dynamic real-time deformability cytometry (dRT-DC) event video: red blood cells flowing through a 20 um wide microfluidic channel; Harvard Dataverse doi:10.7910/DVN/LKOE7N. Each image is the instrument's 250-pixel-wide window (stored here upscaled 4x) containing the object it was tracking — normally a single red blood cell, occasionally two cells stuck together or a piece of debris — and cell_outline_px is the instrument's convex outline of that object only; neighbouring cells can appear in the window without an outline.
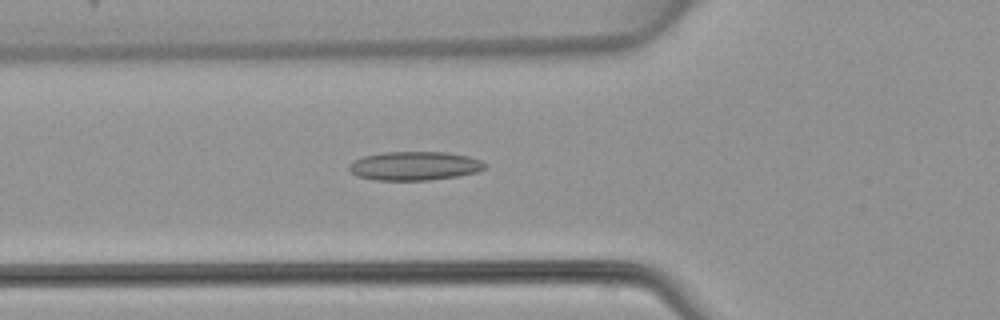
{"species": "common noctule bat (a hibernating species)", "species_latin": "Nyctalus noctula", "temperature_condition": "warm", "stored_images_in_passage": 48, "camera_frame_rate_fps": 3000, "um_per_image_px": 0.085, "animal": {"sex": "female", "body_mass_g": 22.7, "forearm_length_mm": 54.2}, "frame": {"image": 1, "passage_image": 17, "time_ms": 5.333, "image_size_px": [1000, 320], "cell_outline_px": [[488, 164], [484, 168], [476, 172], [456, 176], [428, 180], [376, 180], [356, 176], [348, 168], [348, 164], [352, 160], [364, 156], [384, 152], [448, 152], [468, 156], [480, 160]], "centroid_in_image_um": [35.21, 14.09], "position_along_channel_um": 90.6, "area_um2": 22.83}}
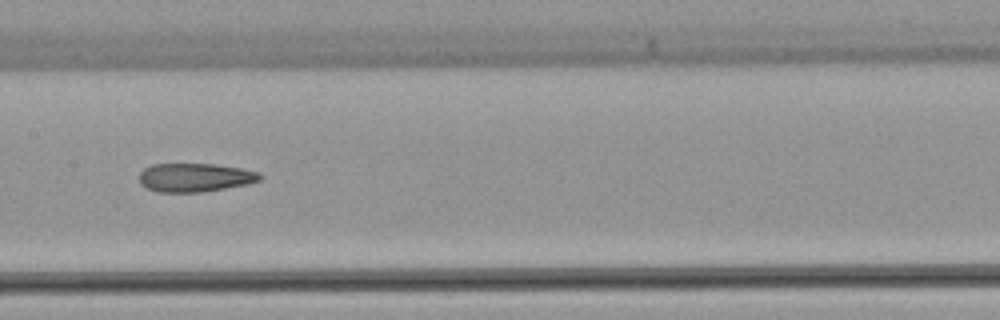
{"frame": {"image": 2, "passage_image": 24, "time_ms": 7.667, "image_size_px": [1000, 320], "cell_outline_px": [[264, 176], [260, 180], [248, 184], [204, 192], [156, 192], [140, 184], [140, 172], [144, 168], [152, 164], [216, 164], [240, 168], [260, 172]], "centroid_in_image_um": [16.6, 15.09], "position_along_channel_um": 190.8, "area_um2": 20.29}}
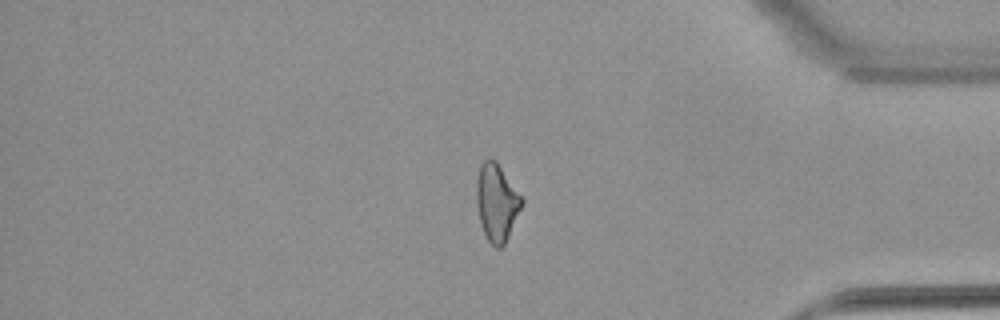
{"frame": {"image": 3, "passage_image": 40, "time_ms": 13.0, "image_size_px": [1000, 320], "cell_outline_px": [[524, 204], [504, 244], [500, 248], [496, 248], [488, 240], [484, 232], [480, 220], [476, 204], [476, 180], [480, 164], [484, 160], [496, 160], [524, 200]], "centroid_in_image_um": [42.22, 17.2], "position_along_channel_um": 393.0, "area_um2": 20.29}}